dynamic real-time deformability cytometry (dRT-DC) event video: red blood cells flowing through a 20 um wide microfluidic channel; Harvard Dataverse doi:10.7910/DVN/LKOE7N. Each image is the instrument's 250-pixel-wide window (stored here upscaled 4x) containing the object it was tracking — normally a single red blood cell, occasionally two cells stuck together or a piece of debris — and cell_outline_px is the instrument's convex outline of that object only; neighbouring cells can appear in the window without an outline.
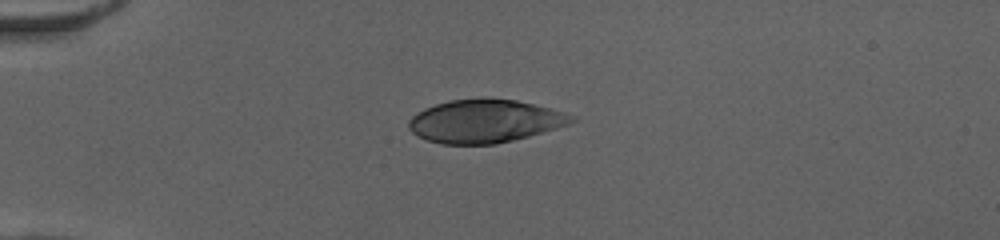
{"species": "human", "species_latin": "Homo sapiens", "temperature_condition": "cold", "stored_images_in_passage": 39, "camera_frame_rate_fps": 3000, "um_per_image_px": 0.085, "donor": {"sex": "female"}, "frame": {"image": 1, "passage_image": 1, "time_ms": 0.0, "image_size_px": [1000, 240], "cell_outline_px": [[576, 120], [568, 124], [556, 128], [528, 136], [496, 144], [440, 144], [416, 136], [408, 128], [408, 120], [416, 112], [424, 108], [448, 100], [480, 96], [484, 96], [516, 100], [564, 112], [576, 116]], "centroid_in_image_um": [41.16, 10.27], "position_along_channel_um": 43.8, "area_um2": 41.38}}
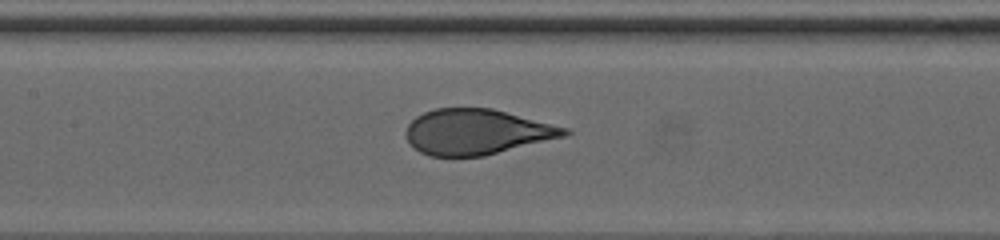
{"frame": {"image": 2, "passage_image": 13, "time_ms": 4.0, "image_size_px": [1000, 240], "cell_outline_px": [[572, 132], [568, 136], [484, 156], [428, 156], [420, 152], [408, 140], [404, 132], [408, 124], [416, 116], [424, 112], [436, 108], [492, 108], [568, 128]], "centroid_in_image_um": [40.54, 11.21], "position_along_channel_um": 166.9, "area_um2": 42.08}}
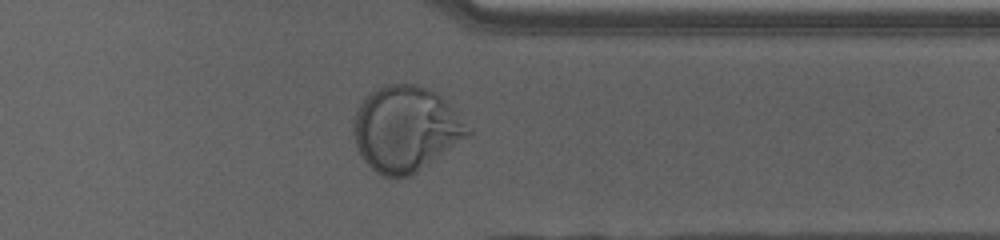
{"frame": {"image": 3, "passage_image": 29, "time_ms": 9.333, "image_size_px": [1000, 240], "cell_outline_px": [[472, 132], [412, 176], [396, 180], [384, 176], [376, 172], [364, 160], [356, 148], [352, 132], [352, 120], [356, 108], [364, 96], [368, 92], [384, 84], [416, 84], [428, 88], [436, 92], [472, 128]], "centroid_in_image_um": [34.42, 10.95], "position_along_channel_um": 377.0, "area_um2": 57.4}, "authors_computed_cell_mechanics": {"area_um2": 43.8124, "velocity_mm_per_s": 3.9571, "shape_relaxation_time_tau1_ms": 9.8174, "shape_relaxation_time_tau2_ms": null, "deformation_change_tau1": 0.3515, "deformation_change_tau2": null}}